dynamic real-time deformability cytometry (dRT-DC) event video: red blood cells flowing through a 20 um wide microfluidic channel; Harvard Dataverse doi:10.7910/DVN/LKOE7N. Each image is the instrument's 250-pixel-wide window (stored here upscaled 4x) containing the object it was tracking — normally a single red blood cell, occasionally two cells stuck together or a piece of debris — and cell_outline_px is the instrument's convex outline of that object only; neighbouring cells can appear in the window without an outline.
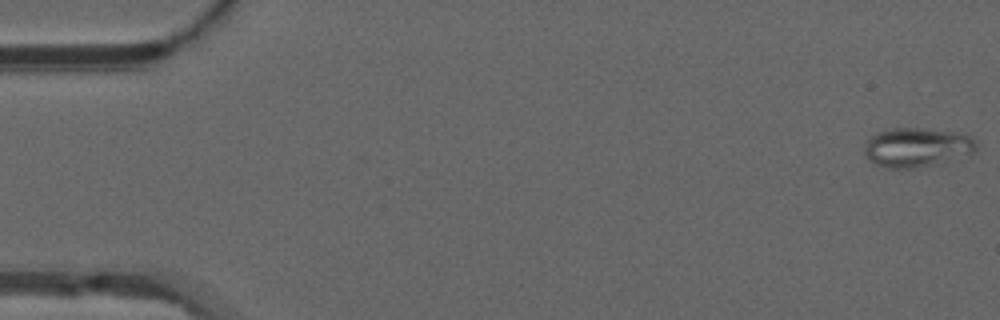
{"species": "common noctule bat (a hibernating species)", "species_latin": "Nyctalus noctula", "temperature_condition": "warm", "stored_images_in_passage": 52, "camera_frame_rate_fps": 3000, "um_per_image_px": 0.085, "animal": {"sex": "male", "forearm_length_mm": 52.5}, "frame": {"image": 1, "passage_image": 1, "time_ms": 0.0, "image_size_px": [1000, 320], "cell_outline_px": [[976, 148], [972, 152], [928, 164], [912, 168], [888, 168], [876, 164], [868, 160], [864, 152], [864, 148], [868, 140], [876, 132], [892, 128], [920, 128], [952, 132], [968, 136], [976, 140]], "centroid_in_image_um": [77.83, 12.5], "position_along_channel_um": 7.2, "area_um2": 24.68}}
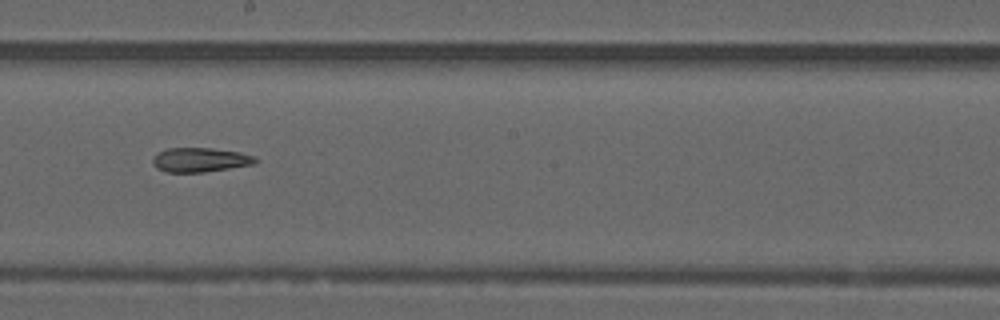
{"frame": {"image": 2, "passage_image": 29, "time_ms": 9.333, "image_size_px": [1000, 320], "cell_outline_px": [[256, 160], [252, 164], [204, 172], [164, 172], [156, 168], [152, 164], [152, 160], [160, 152], [168, 148], [212, 148], [240, 152], [252, 156]], "centroid_in_image_um": [16.95, 13.59], "position_along_channel_um": 231.2, "area_um2": 14.28}}
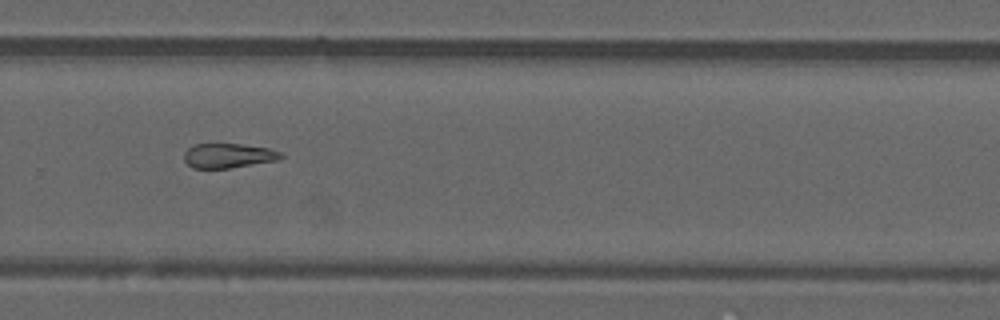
{"frame": {"image": 3, "passage_image": 35, "time_ms": 11.333, "image_size_px": [1000, 320], "cell_outline_px": [[284, 156], [280, 160], [228, 168], [192, 168], [184, 160], [184, 152], [188, 148], [196, 144], [240, 144], [268, 148], [284, 152]], "centroid_in_image_um": [19.45, 13.23], "position_along_channel_um": 310.4, "area_um2": 13.93}, "authors_computed_cell_mechanics": {"area_um2": 16.762, "velocity_mm_per_s": 3.9745, "shape_relaxation_time_tau1_ms": null, "shape_relaxation_time_tau2_ms": 9.0449, "deformation_change_tau1": null, "deformation_change_tau2": 0.2023}}